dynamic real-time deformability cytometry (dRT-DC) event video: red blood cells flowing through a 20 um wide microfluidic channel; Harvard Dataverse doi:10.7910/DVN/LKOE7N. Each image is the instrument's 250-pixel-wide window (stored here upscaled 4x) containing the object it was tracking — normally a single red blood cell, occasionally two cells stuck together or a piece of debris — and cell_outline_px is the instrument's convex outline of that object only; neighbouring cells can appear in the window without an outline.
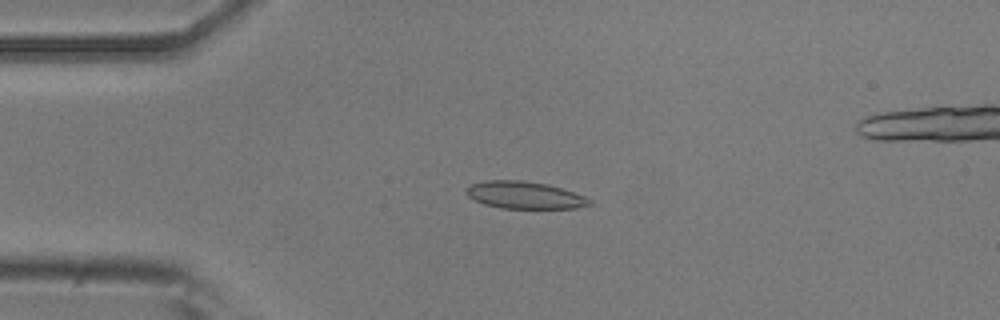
{"species": "common noctule bat (a hibernating species)", "species_latin": "Nyctalus noctula", "temperature_condition": "room temperature", "stored_images_in_passage": 52, "camera_frame_rate_fps": 3000, "um_per_image_px": 0.085, "animal": {"sex": "male", "body_mass_g": 20.5, "forearm_length_mm": 52.5}, "frame": {"image": 1, "passage_image": 13, "time_ms": 4.0, "image_size_px": [1000, 320], "cell_outline_px": [[592, 204], [572, 208], [504, 208], [484, 204], [468, 196], [468, 188], [472, 184], [488, 180], [516, 180], [544, 184], [560, 188], [572, 192], [588, 200]], "centroid_in_image_um": [44.54, 16.59], "position_along_channel_um": 40.5, "area_um2": 18.73}}
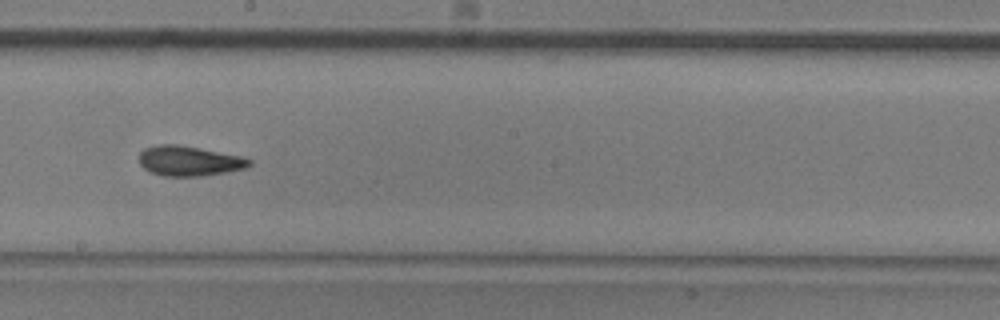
{"frame": {"image": 2, "passage_image": 30, "time_ms": 9.667, "image_size_px": [1000, 320], "cell_outline_px": [[252, 164], [244, 168], [224, 172], [200, 176], [164, 176], [152, 172], [144, 168], [140, 164], [140, 152], [144, 148], [160, 144], [172, 144], [196, 148], [236, 156], [252, 160]], "centroid_in_image_um": [16.02, 13.69], "position_along_channel_um": 232.2, "area_um2": 18.61}}
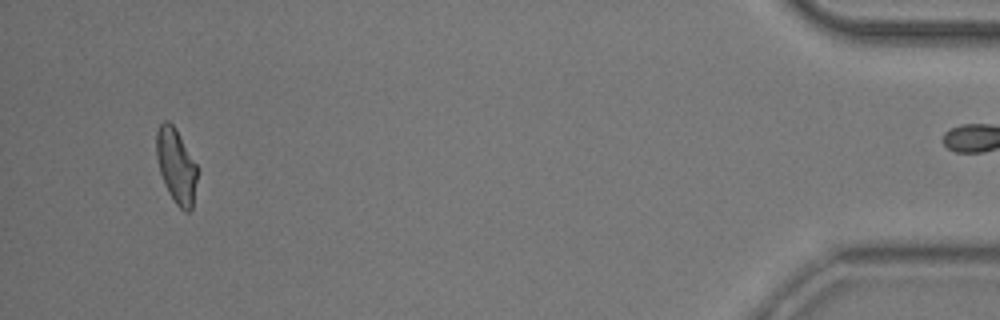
{"frame": {"image": 3, "passage_image": 51, "time_ms": 16.667, "image_size_px": [1000, 320], "cell_outline_px": [[196, 180], [192, 208], [188, 212], [184, 212], [176, 204], [168, 192], [160, 172], [156, 156], [156, 132], [160, 124], [164, 120], [168, 120], [172, 124], [196, 164]], "centroid_in_image_um": [14.95, 14.11], "position_along_channel_um": 420.3, "area_um2": 17.34}, "authors_computed_cell_mechanics": {"area_um2": 17.918, "velocity_mm_per_s": 3.7992, "shape_relaxation_time_tau1_ms": 9.4504, "shape_relaxation_time_tau2_ms": 2.4793, "deformation_change_tau1": 0.2032, "deformation_change_tau2": 0.0923}}